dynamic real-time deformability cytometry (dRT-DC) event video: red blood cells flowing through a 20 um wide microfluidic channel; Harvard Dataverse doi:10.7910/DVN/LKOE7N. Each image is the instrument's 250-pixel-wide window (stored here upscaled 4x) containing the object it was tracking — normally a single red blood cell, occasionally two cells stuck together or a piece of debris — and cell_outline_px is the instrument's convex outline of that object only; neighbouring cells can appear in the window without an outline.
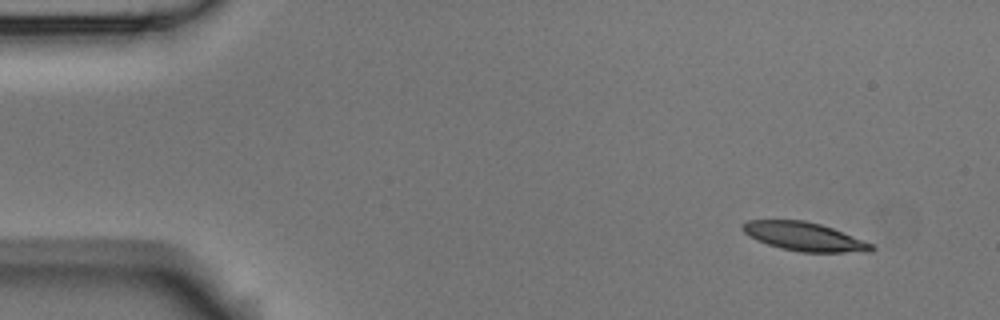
{"species": "Egyptian fruit bat (a non-hibernating species)", "species_latin": "Rousettus aegyptiacus", "temperature_condition": "room temperature", "stored_images_in_passage": 4, "camera_frame_rate_fps": 3000, "um_per_image_px": 0.085, "animal": {"sex": "male"}, "frame": {"image": 1, "passage_image": 1, "time_ms": 0.0, "image_size_px": [1000, 320], "cell_outline_px": [[876, 248], [872, 252], [800, 252], [780, 248], [756, 240], [748, 236], [740, 228], [740, 224], [748, 220], [804, 220], [820, 224], [832, 228], [872, 244]], "centroid_in_image_um": [68.32, 20.11], "position_along_channel_um": 16.7, "area_um2": 21.5}}
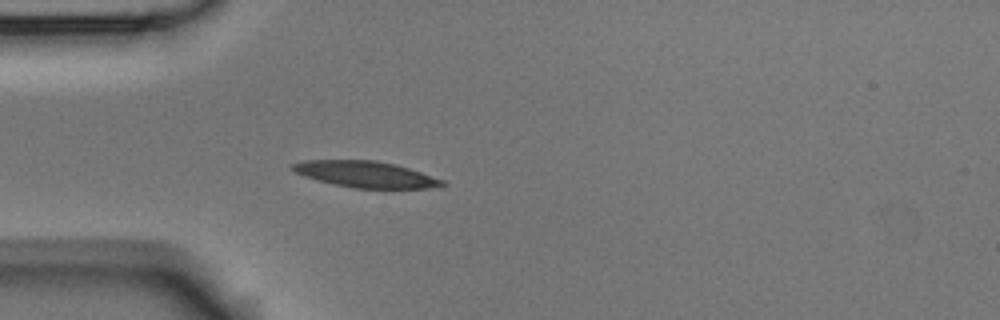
{"frame": {"image": 2, "passage_image": 4, "time_ms": 3.667, "image_size_px": [1000, 320], "cell_outline_px": [[444, 184], [428, 188], [352, 188], [332, 184], [304, 176], [288, 168], [288, 164], [304, 160], [376, 160], [396, 164], [444, 180]], "centroid_in_image_um": [30.99, 14.8], "position_along_channel_um": 54.0, "area_um2": 22.89}}